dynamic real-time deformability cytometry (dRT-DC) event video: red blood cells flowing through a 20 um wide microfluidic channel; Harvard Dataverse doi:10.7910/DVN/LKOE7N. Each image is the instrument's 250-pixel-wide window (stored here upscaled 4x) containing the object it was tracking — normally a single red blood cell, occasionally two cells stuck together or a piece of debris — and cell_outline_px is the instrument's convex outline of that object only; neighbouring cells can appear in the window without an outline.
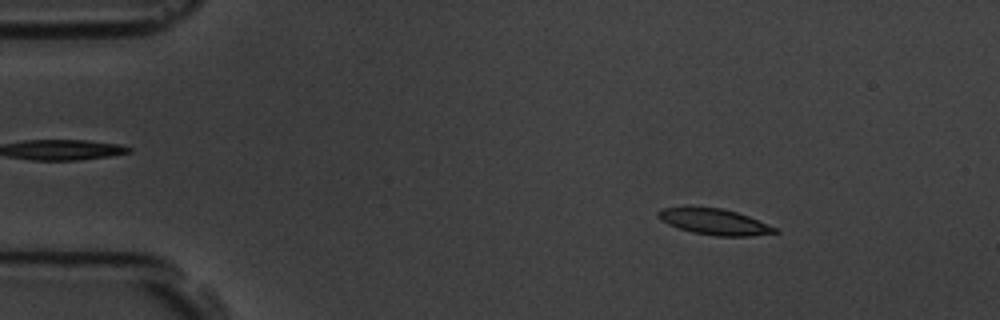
{"species": "common noctule bat (a hibernating species)", "species_latin": "Nyctalus noctula", "temperature_condition": "room temperature", "stored_images_in_passage": 5, "camera_frame_rate_fps": 3000, "um_per_image_px": 0.085, "animal": {"sex": "male", "body_mass_g": 19.5, "forearm_length_mm": 54.6}, "frame": {"image": 1, "passage_image": 2, "time_ms": 1.0, "image_size_px": [1000, 320], "cell_outline_px": [[780, 232], [748, 236], [716, 236], [692, 232], [668, 224], [660, 220], [656, 216], [656, 212], [660, 208], [684, 204], [688, 204], [724, 208], [748, 216], [776, 228]], "centroid_in_image_um": [60.59, 18.79], "position_along_channel_um": 24.4, "area_um2": 18.32}}
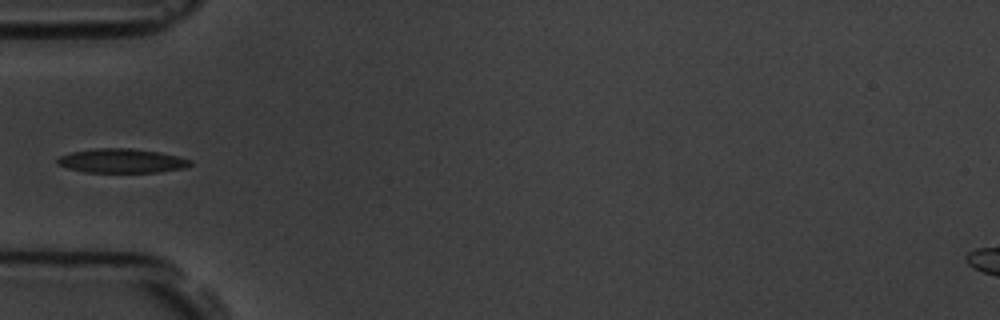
{"frame": {"image": 2, "passage_image": 5, "time_ms": 4.333, "image_size_px": [1000, 320], "cell_outline_px": [[192, 164], [184, 168], [160, 172], [84, 172], [68, 168], [56, 164], [56, 160], [60, 156], [72, 152], [96, 148], [132, 148], [160, 152], [192, 160]], "centroid_in_image_um": [10.34, 13.67], "position_along_channel_um": 74.7, "area_um2": 18.73}}